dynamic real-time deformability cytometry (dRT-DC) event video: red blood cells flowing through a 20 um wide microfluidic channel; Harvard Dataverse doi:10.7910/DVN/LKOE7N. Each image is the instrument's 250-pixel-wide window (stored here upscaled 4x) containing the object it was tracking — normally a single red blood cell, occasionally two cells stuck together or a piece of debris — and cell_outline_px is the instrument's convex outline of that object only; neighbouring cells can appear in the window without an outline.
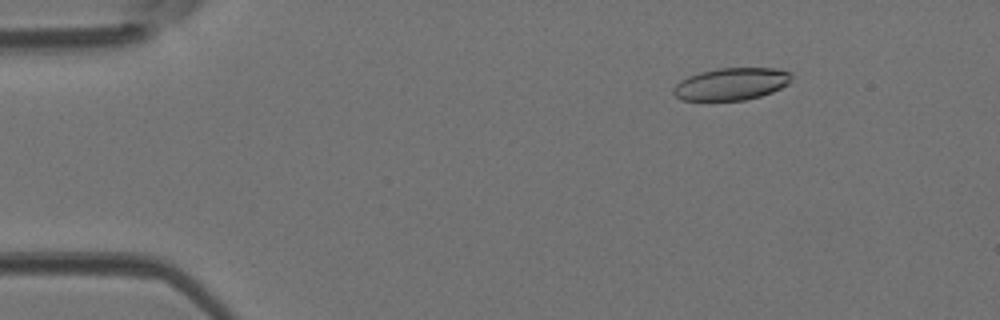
{"species": "Egyptian fruit bat (a non-hibernating species)", "species_latin": "Rousettus aegyptiacus", "temperature_condition": "room temperature", "stored_images_in_passage": 47, "camera_frame_rate_fps": 3000, "um_per_image_px": 0.085, "animal": {"sex": "female"}, "frame": {"image": 1, "passage_image": 7, "time_ms": 2.0, "image_size_px": [1000, 320], "cell_outline_px": [[792, 80], [788, 84], [772, 92], [760, 96], [744, 100], [680, 100], [672, 92], [672, 88], [680, 80], [688, 76], [700, 72], [716, 68], [776, 68], [792, 72]], "centroid_in_image_um": [62.17, 7.13], "position_along_channel_um": 22.8, "area_um2": 22.37}}
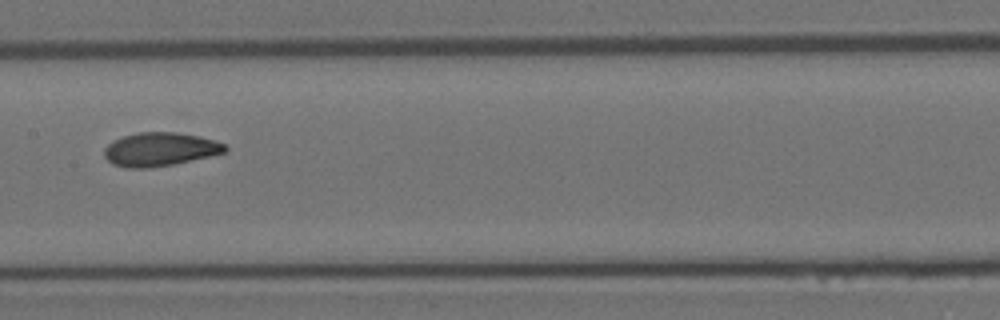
{"frame": {"image": 2, "passage_image": 24, "time_ms": 7.667, "image_size_px": [1000, 320], "cell_outline_px": [[228, 148], [224, 152], [208, 156], [172, 164], [148, 168], [124, 168], [112, 164], [104, 156], [104, 148], [112, 140], [124, 136], [140, 132], [176, 132], [196, 136], [212, 140], [224, 144]], "centroid_in_image_um": [13.52, 12.69], "position_along_channel_um": 193.9, "area_um2": 23.35}}
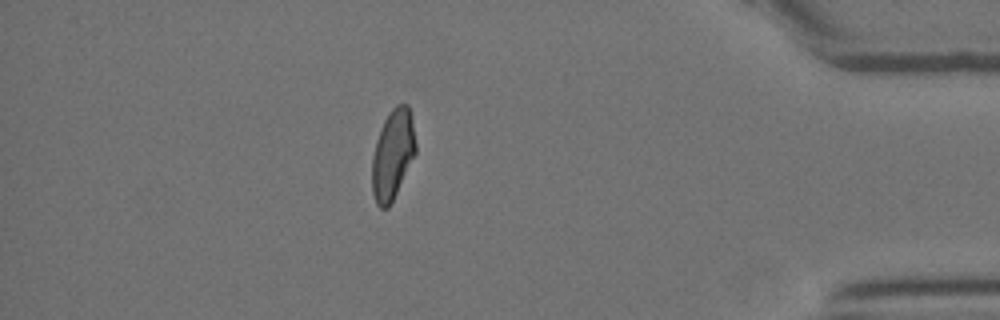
{"frame": {"image": 3, "passage_image": 41, "time_ms": 13.333, "image_size_px": [1000, 320], "cell_outline_px": [[416, 152], [388, 208], [380, 208], [376, 204], [372, 192], [372, 156], [376, 140], [380, 128], [388, 112], [396, 104], [408, 104], [412, 120], [416, 144]], "centroid_in_image_um": [33.36, 13.1], "position_along_channel_um": 401.8, "area_um2": 22.72}}